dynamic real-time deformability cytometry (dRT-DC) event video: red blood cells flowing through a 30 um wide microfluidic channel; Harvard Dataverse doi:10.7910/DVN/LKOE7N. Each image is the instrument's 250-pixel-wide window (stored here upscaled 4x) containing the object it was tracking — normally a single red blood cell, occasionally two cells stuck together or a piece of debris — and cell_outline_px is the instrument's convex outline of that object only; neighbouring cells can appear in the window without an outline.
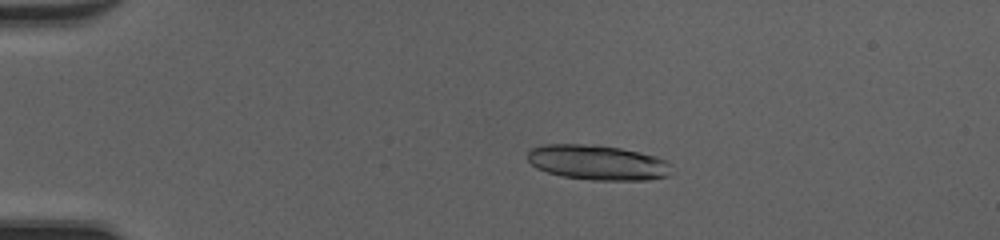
{"species": "common noctule bat (a hibernating species)", "species_latin": "Nyctalus noctula", "temperature_condition": "cold", "stored_images_in_passage": 40, "camera_frame_rate_fps": 3000, "um_per_image_px": 0.085, "animal": {"sex": "female", "body_mass_g": 20.0, "forearm_length_mm": 54.0}, "frame": {"image": 1, "passage_image": 1, "time_ms": 0.0, "image_size_px": [1000, 240], "cell_outline_px": [[672, 164], [668, 176], [648, 180], [592, 180], [560, 176], [536, 168], [528, 160], [528, 152], [532, 148], [544, 144], [596, 144], [620, 148], [640, 152], [656, 156], [668, 160]], "centroid_in_image_um": [50.82, 13.81], "position_along_channel_um": 34.2, "area_um2": 29.65}}
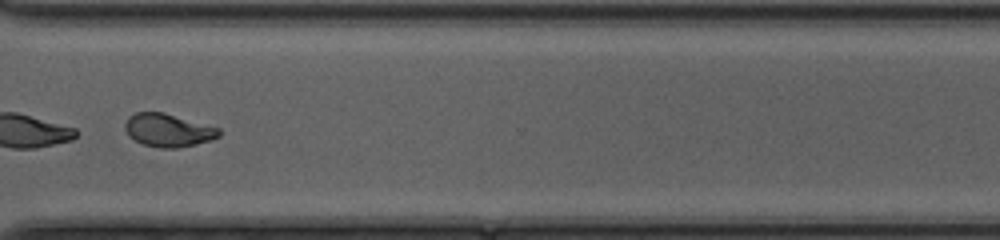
{"frame": {"image": 2, "passage_image": 29, "time_ms": 9.333, "image_size_px": [1000, 240], "cell_outline_px": [[220, 136], [212, 140], [196, 144], [176, 148], [160, 148], [144, 144], [128, 136], [124, 128], [124, 124], [128, 116], [136, 112], [164, 112], [220, 128]], "centroid_in_image_um": [14.29, 11.06], "position_along_channel_um": 356.3, "area_um2": 18.21}, "authors_computed_cell_mechanics": {"area_um2": 18.7561, "velocity_mm_per_s": 4.19, "shape_relaxation_time_tau1_ms": 5.4621, "shape_relaxation_time_tau2_ms": 2.4307, "deformation_change_tau1": 0.2084, "deformation_change_tau2": 0.0738}}